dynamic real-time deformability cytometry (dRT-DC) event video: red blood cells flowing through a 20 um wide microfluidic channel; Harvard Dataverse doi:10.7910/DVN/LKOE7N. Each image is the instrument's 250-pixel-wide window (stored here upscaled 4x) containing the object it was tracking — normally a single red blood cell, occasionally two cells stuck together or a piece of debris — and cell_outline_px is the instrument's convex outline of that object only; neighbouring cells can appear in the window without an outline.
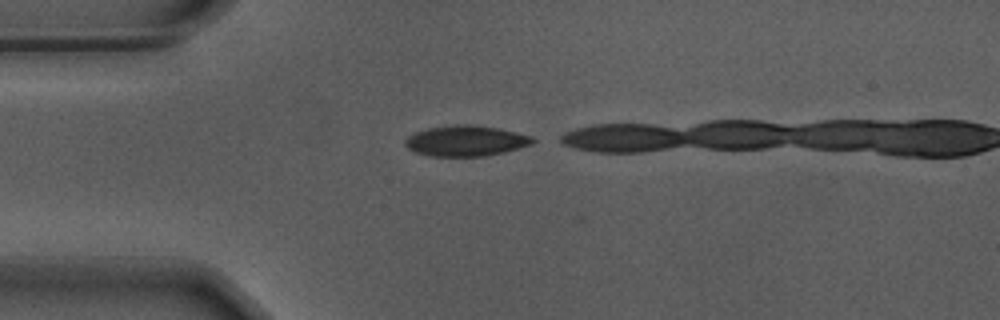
{"species": "Egyptian fruit bat (a non-hibernating species)", "species_latin": "Rousettus aegyptiacus", "temperature_condition": "warm", "stored_images_in_passage": 10, "camera_frame_rate_fps": 3000, "um_per_image_px": 0.085, "animal": {"sex": "male"}, "frame": {"image": 1, "passage_image": 1, "time_ms": 0.0, "image_size_px": [1000, 320], "cell_outline_px": [[536, 140], [532, 144], [520, 148], [504, 152], [484, 156], [432, 156], [416, 152], [408, 148], [404, 144], [404, 140], [408, 136], [416, 132], [428, 128], [464, 124], [468, 124], [496, 128], [516, 132], [532, 136]], "centroid_in_image_um": [39.61, 11.98], "position_along_channel_um": 45.4, "area_um2": 22.54}}
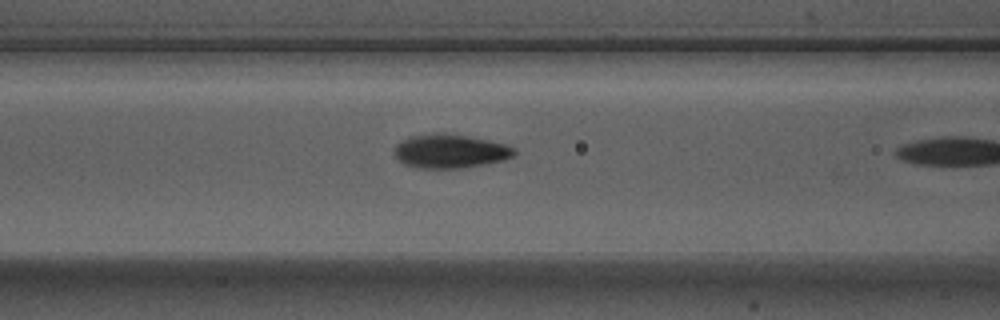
{"frame": {"image": 2, "passage_image": 9, "time_ms": 2.667, "image_size_px": [1000, 320], "cell_outline_px": [[516, 152], [512, 156], [500, 160], [484, 164], [460, 168], [416, 168], [404, 164], [396, 156], [392, 148], [396, 144], [412, 136], [464, 136], [504, 144], [512, 148]], "centroid_in_image_um": [38.21, 12.9], "position_along_channel_um": 128.4, "area_um2": 22.37}}